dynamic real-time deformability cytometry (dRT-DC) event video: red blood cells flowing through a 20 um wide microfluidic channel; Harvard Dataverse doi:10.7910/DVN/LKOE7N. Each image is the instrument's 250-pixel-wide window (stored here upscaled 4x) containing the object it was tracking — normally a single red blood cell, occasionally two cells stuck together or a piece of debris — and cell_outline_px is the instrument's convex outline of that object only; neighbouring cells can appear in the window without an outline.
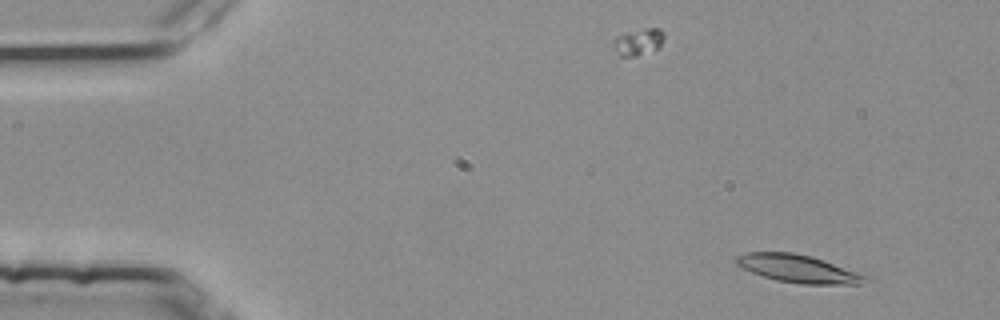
{"species": "common noctule bat (a hibernating species)", "species_latin": "Nyctalus noctula", "temperature_condition": "room temperature", "stored_images_in_passage": 50, "camera_frame_rate_fps": 3000, "um_per_image_px": 0.085, "animal": {"sex": "female", "body_mass_g": 25.1}, "frame": {"image": 1, "passage_image": 4, "time_ms": 1.0, "image_size_px": [1000, 320], "cell_outline_px": [[876, 280], [860, 284], [800, 284], [776, 280], [752, 272], [736, 264], [736, 256], [744, 252], [792, 252], [812, 256], [872, 276]], "centroid_in_image_um": [67.97, 22.85], "position_along_channel_um": 17.0, "area_um2": 21.33}}
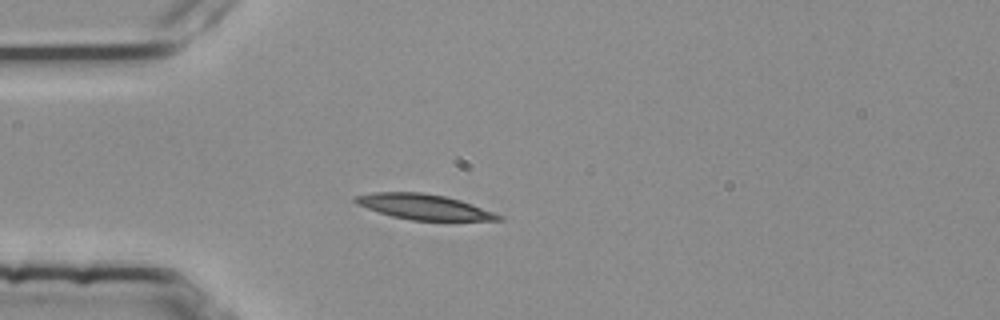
{"frame": {"image": 2, "passage_image": 14, "time_ms": 4.333, "image_size_px": [1000, 320], "cell_outline_px": [[504, 220], [412, 220], [392, 216], [356, 204], [352, 200], [352, 196], [372, 192], [424, 192], [444, 196], [460, 200], [472, 204], [504, 216]], "centroid_in_image_um": [36.0, 17.57], "position_along_channel_um": 49.0, "area_um2": 21.04}}
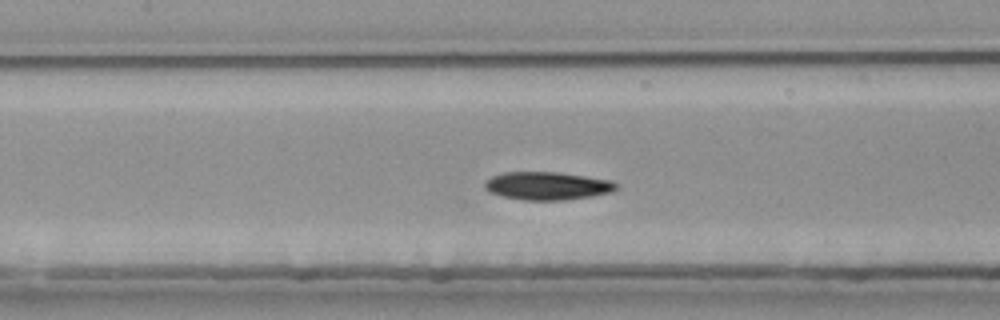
{"frame": {"image": 3, "passage_image": 24, "time_ms": 7.667, "image_size_px": [1000, 320], "cell_outline_px": [[616, 188], [612, 192], [592, 196], [564, 200], [524, 200], [504, 196], [488, 192], [484, 188], [484, 180], [492, 176], [504, 172], [560, 172], [612, 180], [616, 184]], "centroid_in_image_um": [46.5, 15.79], "position_along_channel_um": 160.9, "area_um2": 21.56}, "authors_computed_cell_mechanics": {"area_um2": 21.1837, "velocity_mm_per_s": 3.752, "shape_relaxation_time_tau1_ms": 7.443, "shape_relaxation_time_tau2_ms": 8.8269, "deformation_change_tau1": 0.2321, "deformation_change_tau2": 0.1479}}